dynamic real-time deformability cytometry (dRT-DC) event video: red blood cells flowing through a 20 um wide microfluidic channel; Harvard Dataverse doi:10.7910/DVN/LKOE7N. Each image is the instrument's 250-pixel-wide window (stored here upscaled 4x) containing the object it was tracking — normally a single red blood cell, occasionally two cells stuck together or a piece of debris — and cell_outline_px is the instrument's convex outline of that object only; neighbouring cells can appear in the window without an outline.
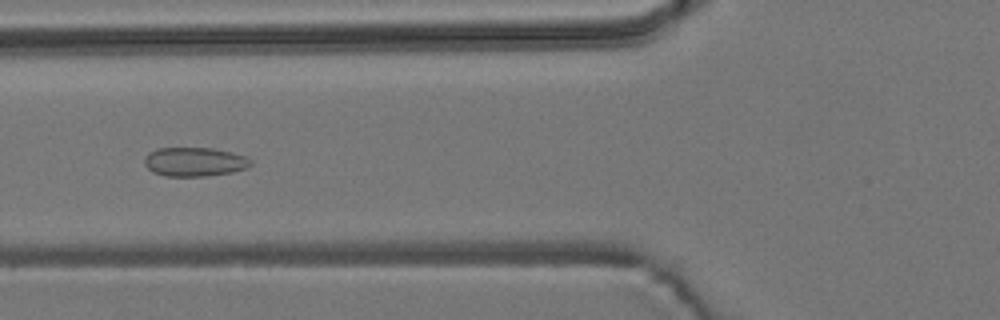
{"species": "common noctule bat (a hibernating species)", "species_latin": "Nyctalus noctula", "temperature_condition": "room temperature", "stored_images_in_passage": 8, "camera_frame_rate_fps": 3000, "um_per_image_px": 0.085, "animal": {"sex": "male", "body_mass_g": 19.2, "forearm_length_mm": 51.8}, "frame": {"image": 1, "passage_image": 5, "time_ms": 4.667, "image_size_px": [1000, 320], "cell_outline_px": [[252, 164], [244, 168], [232, 172], [208, 176], [164, 176], [152, 172], [144, 164], [144, 156], [148, 152], [156, 148], [212, 148], [232, 152], [244, 156], [252, 160]], "centroid_in_image_um": [16.49, 13.75], "position_along_channel_um": 109.3, "area_um2": 18.09}}
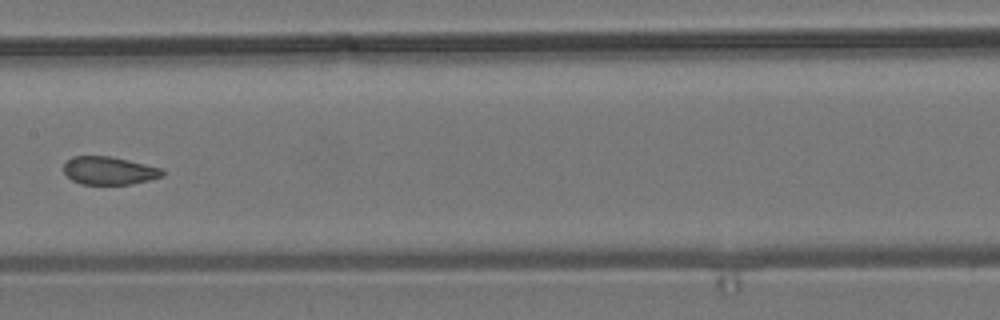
{"frame": {"image": 2, "passage_image": 7, "time_ms": 7.0, "image_size_px": [1000, 320], "cell_outline_px": [[164, 176], [132, 184], [80, 184], [72, 180], [64, 172], [64, 164], [72, 156], [112, 156], [164, 168]], "centroid_in_image_um": [9.31, 14.5], "position_along_channel_um": 198.1, "area_um2": 16.24}}
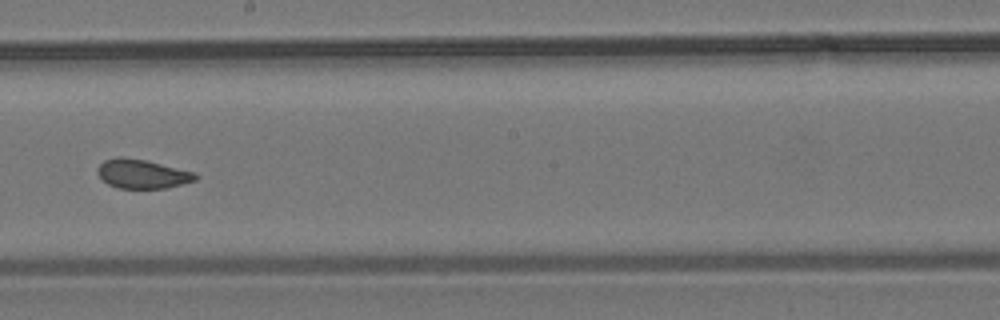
{"frame": {"image": 3, "passage_image": 8, "time_ms": 8.0, "image_size_px": [1000, 320], "cell_outline_px": [[200, 176], [196, 180], [168, 188], [120, 188], [108, 184], [96, 172], [96, 168], [104, 160], [120, 156], [144, 160], [196, 172]], "centroid_in_image_um": [12.11, 14.78], "position_along_channel_um": 236.1, "area_um2": 16.59}}